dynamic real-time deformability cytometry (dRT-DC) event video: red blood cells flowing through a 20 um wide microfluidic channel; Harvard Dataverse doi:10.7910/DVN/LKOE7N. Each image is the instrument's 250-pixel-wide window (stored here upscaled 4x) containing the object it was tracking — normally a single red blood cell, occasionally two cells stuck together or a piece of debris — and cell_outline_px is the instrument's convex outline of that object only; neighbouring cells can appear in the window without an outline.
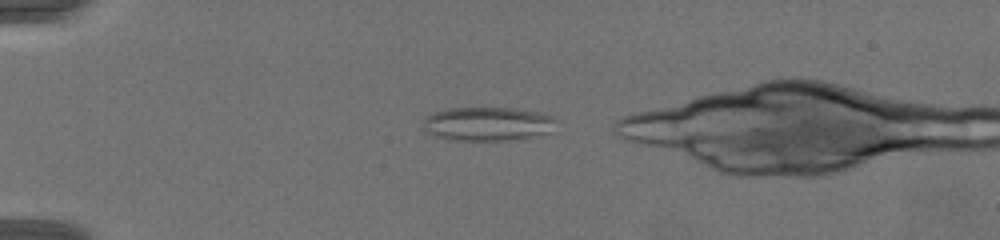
{"species": "common noctule bat (a hibernating species)", "species_latin": "Nyctalus noctula", "temperature_condition": "warm", "stored_images_in_passage": 46, "camera_frame_rate_fps": 3000, "um_per_image_px": 0.085, "animal": {"sex": "female", "body_mass_g": 19.5, "forearm_length_mm": 54.1}, "frame": {"image": 1, "passage_image": 5, "time_ms": 1.333, "image_size_px": [1000, 240], "cell_outline_px": [[556, 120], [548, 132], [528, 136], [504, 140], [452, 140], [432, 136], [424, 132], [424, 120], [432, 112], [448, 108], [516, 108], [556, 116]], "centroid_in_image_um": [41.37, 10.51], "position_along_channel_um": 43.6, "area_um2": 26.01}}
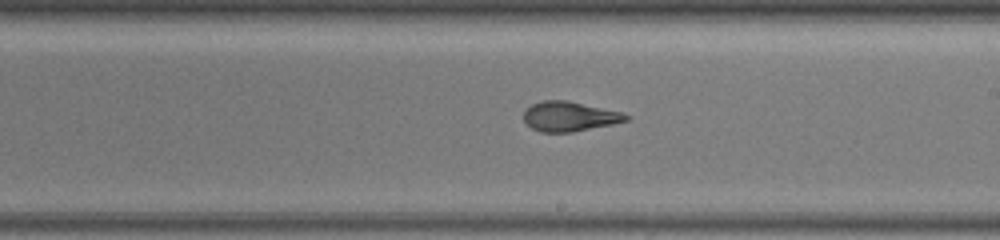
{"frame": {"image": 2, "passage_image": 27, "time_ms": 8.667, "image_size_px": [1000, 240], "cell_outline_px": [[632, 116], [628, 120], [612, 124], [572, 132], [540, 132], [532, 128], [524, 120], [524, 112], [532, 104], [544, 100], [568, 100], [624, 112]], "centroid_in_image_um": [48.45, 9.89], "position_along_channel_um": 240.5, "area_um2": 17.8}}
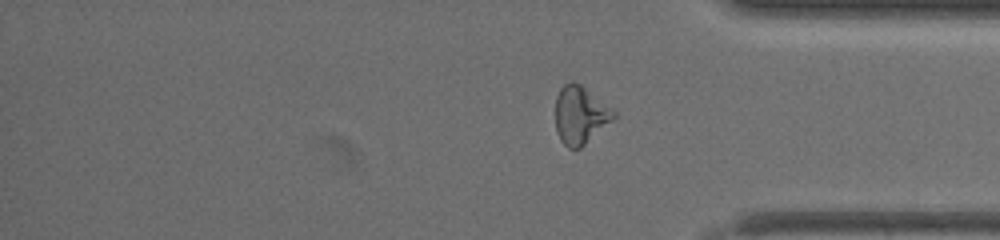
{"frame": {"image": 3, "passage_image": 41, "time_ms": 13.333, "image_size_px": [1000, 240], "cell_outline_px": [[616, 116], [612, 120], [580, 148], [568, 148], [560, 140], [556, 132], [556, 96], [560, 88], [564, 84], [572, 80], [580, 84], [612, 108], [616, 112]], "centroid_in_image_um": [49.3, 9.76], "position_along_channel_um": 385.9, "area_um2": 19.48}}